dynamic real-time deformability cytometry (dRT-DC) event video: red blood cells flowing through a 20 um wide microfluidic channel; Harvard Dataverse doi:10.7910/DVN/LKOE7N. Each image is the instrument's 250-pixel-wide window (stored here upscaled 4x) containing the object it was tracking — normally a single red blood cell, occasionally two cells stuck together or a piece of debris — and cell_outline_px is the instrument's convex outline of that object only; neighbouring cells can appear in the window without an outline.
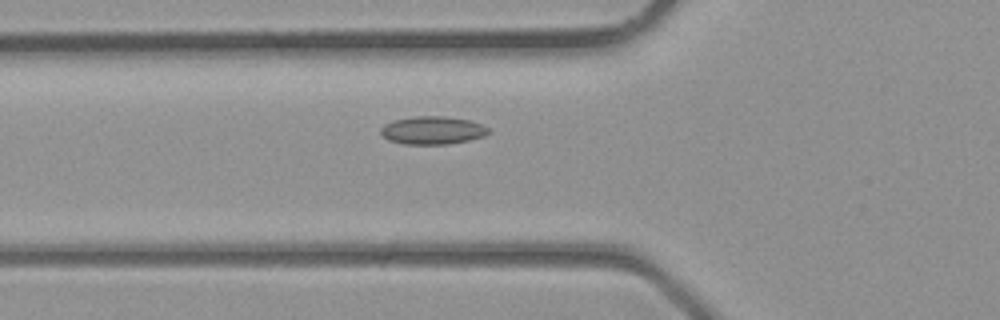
{"species": "common noctule bat (a hibernating species)", "species_latin": "Nyctalus noctula", "temperature_condition": "room temperature", "stored_images_in_passage": 26, "camera_frame_rate_fps": 3000, "um_per_image_px": 0.085, "animal": {"sex": "male", "body_mass_g": 23.1, "forearm_length_mm": 52.7}, "frame": {"image": 1, "passage_image": 5, "time_ms": 1.333, "image_size_px": [1000, 320], "cell_outline_px": [[492, 132], [484, 136], [468, 140], [448, 144], [404, 144], [388, 140], [380, 136], [380, 128], [384, 124], [392, 120], [416, 116], [444, 116], [468, 120], [480, 124], [488, 128]], "centroid_in_image_um": [36.72, 11.08], "position_along_channel_um": 89.1, "area_um2": 17.69}}
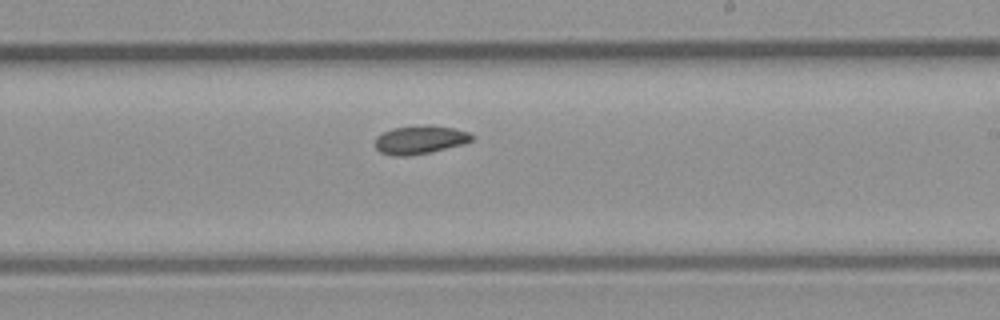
{"frame": {"image": 2, "passage_image": 14, "time_ms": 4.333, "image_size_px": [1000, 320], "cell_outline_px": [[476, 136], [472, 140], [464, 144], [432, 152], [412, 156], [392, 156], [380, 152], [376, 148], [376, 136], [392, 128], [428, 124], [452, 128], [468, 132]], "centroid_in_image_um": [35.71, 11.89], "position_along_channel_um": 253.3, "area_um2": 16.24}}
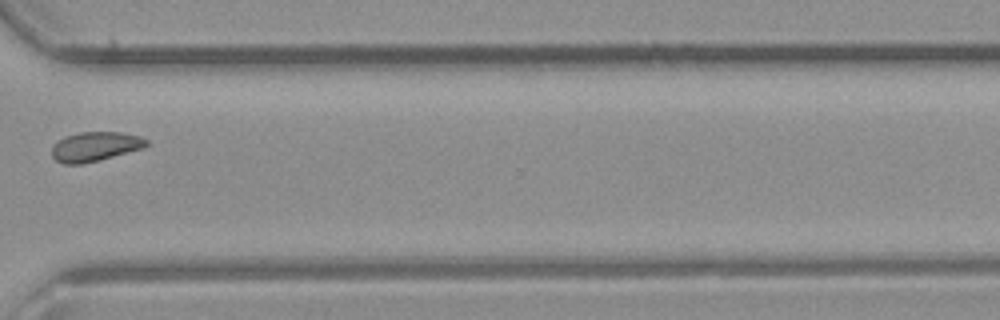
{"frame": {"image": 3, "passage_image": 20, "time_ms": 6.333, "image_size_px": [1000, 320], "cell_outline_px": [[148, 144], [144, 148], [80, 164], [64, 164], [56, 160], [52, 156], [52, 144], [64, 136], [80, 132], [120, 132], [140, 136], [148, 140]], "centroid_in_image_um": [8.06, 12.44], "position_along_channel_um": 362.5, "area_um2": 16.13}}